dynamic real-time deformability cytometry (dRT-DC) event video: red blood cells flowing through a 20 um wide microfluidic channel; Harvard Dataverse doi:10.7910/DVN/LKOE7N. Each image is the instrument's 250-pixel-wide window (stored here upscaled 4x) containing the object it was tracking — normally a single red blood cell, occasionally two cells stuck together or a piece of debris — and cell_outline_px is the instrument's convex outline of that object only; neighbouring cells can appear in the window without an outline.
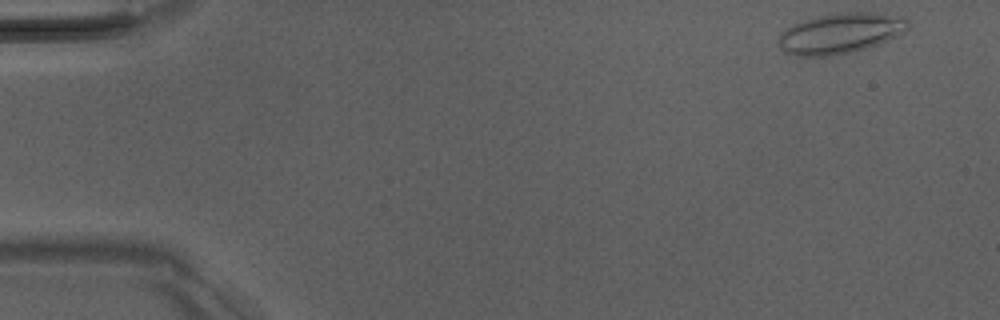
{"species": "Egyptian fruit bat (a non-hibernating species)", "species_latin": "Rousettus aegyptiacus", "temperature_condition": "room temperature", "stored_images_in_passage": 49, "camera_frame_rate_fps": 3000, "um_per_image_px": 0.085, "animal": {"sex": "male"}, "frame": {"image": 1, "passage_image": 1, "time_ms": 0.0, "image_size_px": [1000, 320], "cell_outline_px": [[908, 28], [904, 32], [876, 44], [852, 52], [832, 56], [796, 56], [780, 48], [776, 44], [776, 40], [780, 32], [792, 24], [804, 20], [836, 12], [876, 12], [904, 16], [908, 20]], "centroid_in_image_um": [71.39, 2.82], "position_along_channel_um": 13.6, "area_um2": 30.69}}
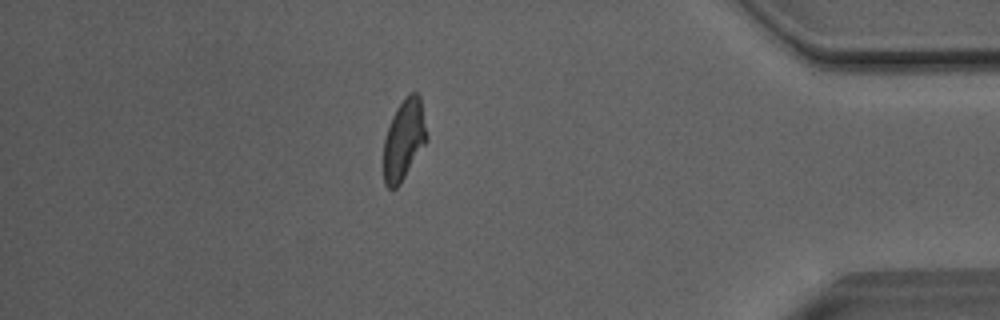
{"frame": {"image": 2, "passage_image": 42, "time_ms": 13.667, "image_size_px": [1000, 320], "cell_outline_px": [[428, 140], [400, 184], [396, 188], [388, 188], [384, 184], [384, 140], [392, 116], [396, 108], [404, 96], [408, 92], [416, 92], [420, 96], [428, 136]], "centroid_in_image_um": [34.35, 11.84], "position_along_channel_um": 400.9, "area_um2": 20.4}}
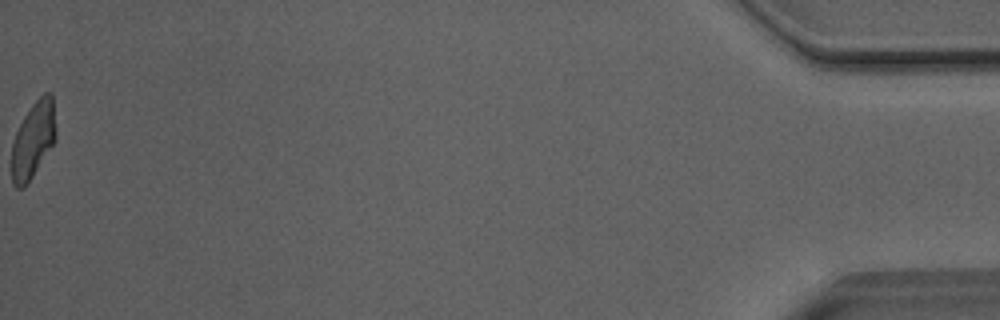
{"frame": {"image": 3, "passage_image": 49, "time_ms": 16.0, "image_size_px": [1000, 320], "cell_outline_px": [[56, 140], [32, 176], [20, 188], [16, 188], [12, 184], [12, 144], [16, 132], [24, 116], [32, 104], [44, 92], [52, 92], [56, 132]], "centroid_in_image_um": [2.83, 11.84], "position_along_channel_um": 432.4, "area_um2": 19.42}, "authors_computed_cell_mechanics": {"area_um2": 21.2704, "velocity_mm_per_s": 4.0459, "shape_relaxation_time_tau1_ms": 6.7351, "shape_relaxation_time_tau2_ms": 1.2743, "deformation_change_tau1": 0.1752, "deformation_change_tau2": 0.0826}}